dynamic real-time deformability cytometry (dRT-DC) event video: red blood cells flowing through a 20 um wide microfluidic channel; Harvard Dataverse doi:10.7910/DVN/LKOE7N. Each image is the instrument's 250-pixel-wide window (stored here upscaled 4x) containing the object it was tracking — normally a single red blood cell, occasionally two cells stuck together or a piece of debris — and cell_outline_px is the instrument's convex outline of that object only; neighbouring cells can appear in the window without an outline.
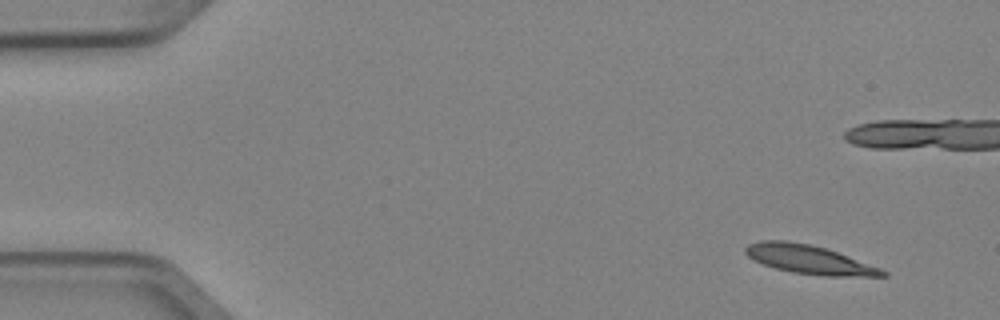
{"species": "Egyptian fruit bat (a non-hibernating species)", "species_latin": "Rousettus aegyptiacus", "temperature_condition": "cold", "stored_images_in_passage": 8, "segment_of_instrument_passage": [1, 2], "camera_frame_rate_fps": 3000, "um_per_image_px": 0.085, "animal": {"sex": "female"}, "frame": {"image": 1, "passage_image": 1, "time_ms": 0.0, "image_size_px": [1000, 320], "cell_outline_px": [[888, 276], [824, 276], [792, 272], [776, 268], [752, 260], [744, 252], [744, 248], [748, 244], [760, 240], [784, 240], [812, 244], [836, 252], [880, 268], [888, 272]], "centroid_in_image_um": [68.73, 22.05], "position_along_channel_um": 16.3, "area_um2": 22.83}}
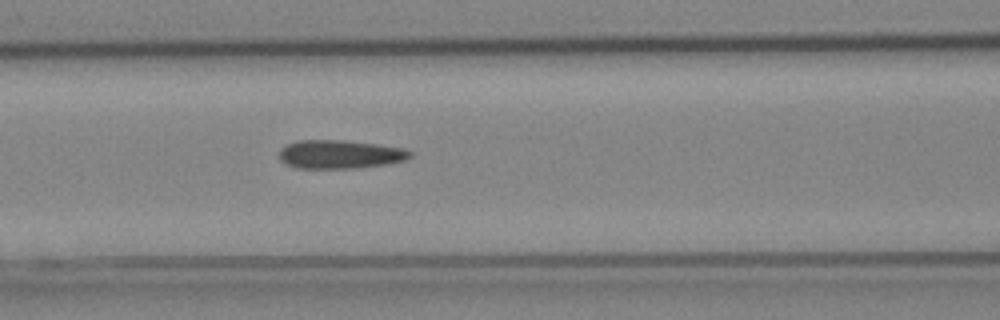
{"frame": {"image": 2, "passage_image": 7, "time_ms": 2.0, "image_size_px": [1000, 320], "cell_outline_px": [[412, 156], [404, 160], [384, 164], [352, 168], [296, 168], [280, 160], [280, 148], [296, 140], [344, 140], [376, 144], [404, 148], [412, 152]], "centroid_in_image_um": [28.88, 13.1], "position_along_channel_um": 137.7, "area_um2": 21.62}}